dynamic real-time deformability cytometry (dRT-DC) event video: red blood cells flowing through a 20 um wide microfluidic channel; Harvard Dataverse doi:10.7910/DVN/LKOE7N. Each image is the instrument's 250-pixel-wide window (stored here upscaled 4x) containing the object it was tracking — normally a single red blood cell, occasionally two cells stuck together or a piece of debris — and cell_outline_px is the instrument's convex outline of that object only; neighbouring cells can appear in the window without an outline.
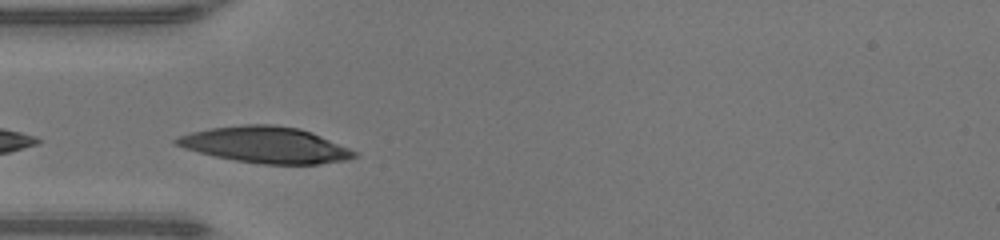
{"species": "human", "species_latin": "Homo sapiens", "temperature_condition": "warm", "stored_images_in_passage": 5, "camera_frame_rate_fps": 3000, "um_per_image_px": 0.085, "donor": {"sex": "male"}, "frame": {"image": 1, "passage_image": 2, "time_ms": 0.333, "image_size_px": [1000, 240], "cell_outline_px": [[360, 152], [356, 156], [348, 160], [320, 164], [264, 164], [236, 160], [216, 156], [184, 148], [176, 144], [172, 140], [180, 136], [192, 132], [212, 128], [244, 124], [272, 124], [300, 128], [312, 132]], "centroid_in_image_um": [22.65, 12.31], "position_along_channel_um": 62.4, "area_um2": 37.4}}